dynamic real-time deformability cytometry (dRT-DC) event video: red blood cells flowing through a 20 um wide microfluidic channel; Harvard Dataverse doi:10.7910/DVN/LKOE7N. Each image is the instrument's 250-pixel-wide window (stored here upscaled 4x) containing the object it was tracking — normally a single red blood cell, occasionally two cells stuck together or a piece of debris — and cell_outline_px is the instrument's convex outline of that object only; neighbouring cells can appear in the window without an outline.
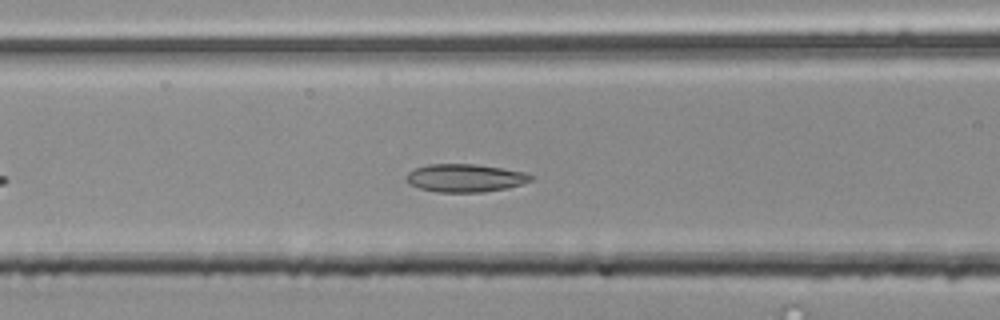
{"species": "common noctule bat (a hibernating species)", "species_latin": "Nyctalus noctula", "temperature_condition": "room temperature", "stored_images_in_passage": 32, "camera_frame_rate_fps": 3000, "um_per_image_px": 0.085, "animal": {"sex": "male", "body_mass_g": 20.4}, "frame": {"image": 1, "passage_image": 11, "time_ms": 3.333, "image_size_px": [1000, 320], "cell_outline_px": [[532, 180], [508, 188], [484, 192], [436, 192], [420, 188], [408, 184], [408, 172], [416, 168], [428, 164], [476, 164], [528, 172], [532, 176]], "centroid_in_image_um": [39.56, 15.13], "position_along_channel_um": 127.0, "area_um2": 20.29}}
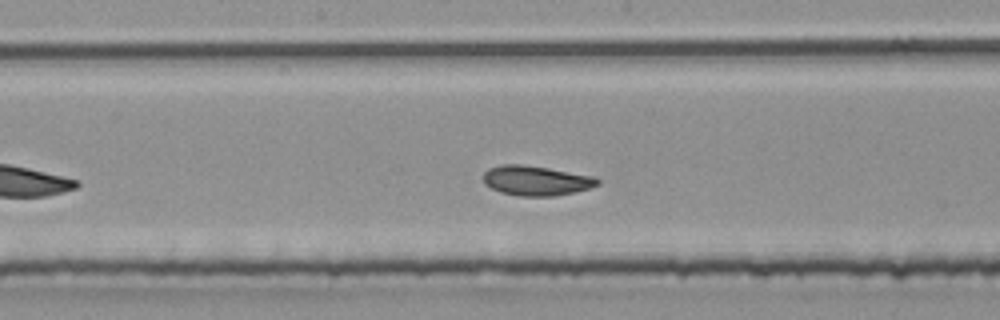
{"frame": {"image": 2, "passage_image": 17, "time_ms": 5.333, "image_size_px": [1000, 320], "cell_outline_px": [[600, 184], [588, 188], [556, 196], [520, 196], [500, 192], [484, 184], [484, 172], [488, 168], [500, 164], [520, 164], [548, 168], [592, 176], [600, 180]], "centroid_in_image_um": [45.53, 15.35], "position_along_channel_um": 202.7, "area_um2": 19.71}}
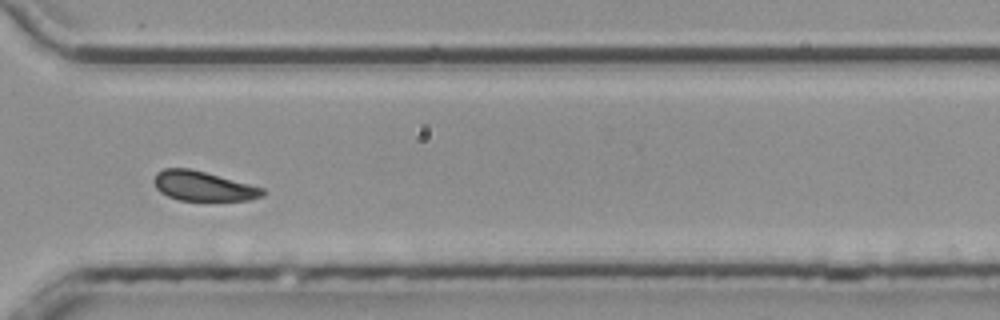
{"frame": {"image": 3, "passage_image": 29, "time_ms": 9.333, "image_size_px": [1000, 320], "cell_outline_px": [[268, 192], [264, 196], [248, 200], [180, 200], [168, 196], [160, 192], [156, 188], [152, 180], [156, 172], [164, 168], [188, 168], [204, 172], [264, 188]], "centroid_in_image_um": [17.26, 15.82], "position_along_channel_um": 353.3, "area_um2": 18.73}, "authors_computed_cell_mechanics": {"area_um2": 19.7098, "velocity_mm_per_s": 3.7721, "shape_relaxation_time_tau1_ms": 6.3926, "shape_relaxation_time_tau2_ms": 3.097, "deformation_change_tau1": 0.1231, "deformation_change_tau2": 0.065}}